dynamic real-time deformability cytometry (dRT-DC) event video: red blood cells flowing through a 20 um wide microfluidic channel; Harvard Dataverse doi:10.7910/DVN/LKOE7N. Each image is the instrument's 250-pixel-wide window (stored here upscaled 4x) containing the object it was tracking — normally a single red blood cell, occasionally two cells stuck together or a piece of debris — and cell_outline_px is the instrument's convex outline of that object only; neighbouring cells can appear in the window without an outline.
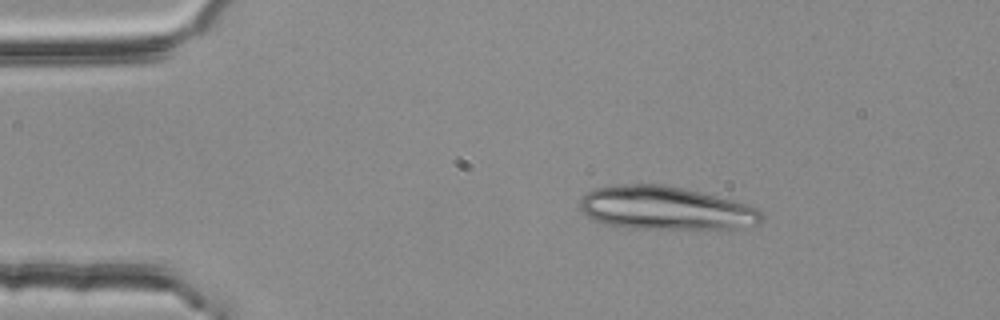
{"species": "common noctule bat (a hibernating species)", "species_latin": "Nyctalus noctula", "temperature_condition": "room temperature", "stored_images_in_passage": 2, "camera_frame_rate_fps": 3000, "um_per_image_px": 0.085, "animal": {"sex": "female", "body_mass_g": 25.1}, "frame": {"image": 1, "passage_image": 1, "time_ms": 0.0, "image_size_px": [1000, 320], "cell_outline_px": [[764, 220], [760, 224], [732, 232], [632, 228], [604, 224], [588, 216], [580, 208], [580, 196], [592, 188], [616, 184], [660, 184], [684, 188], [748, 204], [764, 212]], "centroid_in_image_um": [56.7, 17.74], "position_along_channel_um": 28.3, "area_um2": 47.8}}